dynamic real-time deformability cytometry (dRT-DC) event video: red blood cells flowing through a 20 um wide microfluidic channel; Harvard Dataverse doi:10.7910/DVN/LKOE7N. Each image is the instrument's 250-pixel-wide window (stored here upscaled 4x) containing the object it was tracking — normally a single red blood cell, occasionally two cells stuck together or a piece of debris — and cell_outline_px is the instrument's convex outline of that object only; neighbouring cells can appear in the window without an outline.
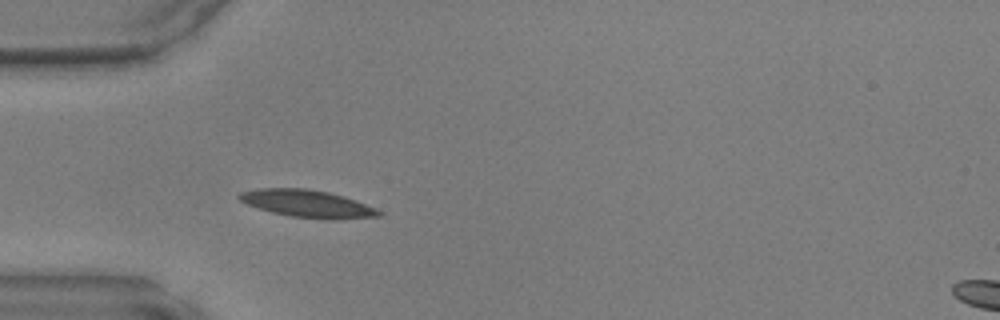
{"species": "common noctule bat (a hibernating species)", "species_latin": "Nyctalus noctula", "temperature_condition": "warm", "stored_images_in_passage": 28, "camera_frame_rate_fps": 3000, "um_per_image_px": 0.085, "animal": {"sex": "male", "body_mass_g": 17.9, "forearm_length_mm": 54.2}, "frame": {"image": 1, "passage_image": 1, "time_ms": 0.0, "image_size_px": [1000, 320], "cell_outline_px": [[384, 212], [380, 216], [332, 220], [328, 220], [292, 216], [272, 212], [248, 204], [240, 200], [236, 196], [240, 192], [260, 188], [308, 188], [328, 192], [344, 196], [356, 200], [376, 208]], "centroid_in_image_um": [26.17, 17.31], "position_along_channel_um": 58.8, "area_um2": 22.31}}
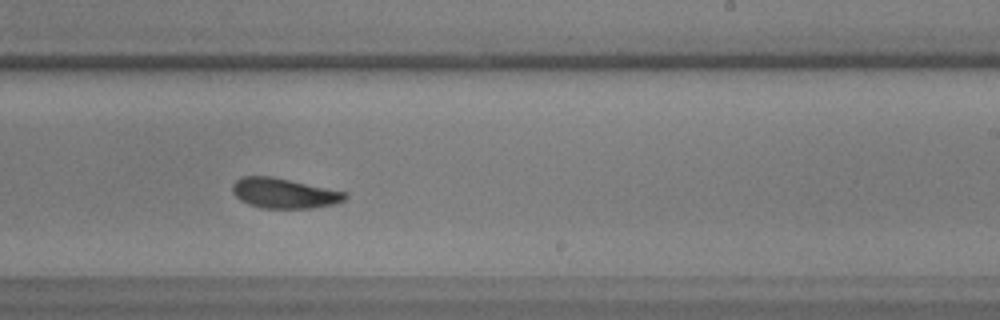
{"frame": {"image": 2, "passage_image": 16, "time_ms": 5.0, "image_size_px": [1000, 320], "cell_outline_px": [[348, 196], [344, 200], [332, 204], [312, 208], [264, 208], [248, 204], [240, 200], [232, 192], [232, 184], [240, 176], [272, 176], [348, 192]], "centroid_in_image_um": [24.14, 16.41], "position_along_channel_um": 264.9, "area_um2": 19.83}}